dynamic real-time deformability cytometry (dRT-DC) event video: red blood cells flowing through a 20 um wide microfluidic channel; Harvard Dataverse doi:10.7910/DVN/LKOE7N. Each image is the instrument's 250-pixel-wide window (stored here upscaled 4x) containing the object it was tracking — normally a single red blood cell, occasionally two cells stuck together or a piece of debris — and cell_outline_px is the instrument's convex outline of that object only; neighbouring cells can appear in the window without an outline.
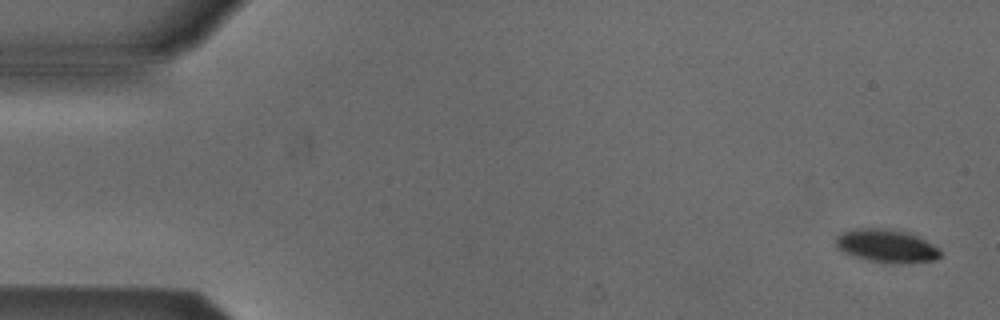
{"species": "Egyptian fruit bat (a non-hibernating species)", "species_latin": "Rousettus aegyptiacus", "temperature_condition": "cold", "stored_images_in_passage": 6, "camera_frame_rate_fps": 3000, "um_per_image_px": 0.085, "animal": {"sex": "male"}, "frame": {"image": 1, "passage_image": 1, "time_ms": 0.0, "image_size_px": [1000, 320], "cell_outline_px": [[940, 256], [936, 260], [900, 264], [868, 260], [852, 256], [836, 248], [836, 236], [840, 232], [856, 228], [884, 228], [908, 232], [940, 248]], "centroid_in_image_um": [75.33, 20.9], "position_along_channel_um": 9.7, "area_um2": 20.29}}